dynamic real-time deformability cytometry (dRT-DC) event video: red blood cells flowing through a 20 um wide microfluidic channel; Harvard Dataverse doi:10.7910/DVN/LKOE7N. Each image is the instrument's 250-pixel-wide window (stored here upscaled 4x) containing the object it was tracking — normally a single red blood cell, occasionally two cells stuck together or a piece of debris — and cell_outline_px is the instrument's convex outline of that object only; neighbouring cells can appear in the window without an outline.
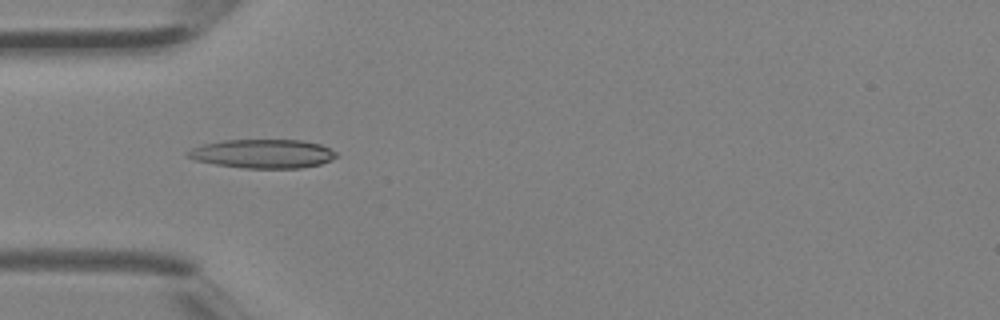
{"species": "Egyptian fruit bat (a non-hibernating species)", "species_latin": "Rousettus aegyptiacus", "temperature_condition": "room temperature", "stored_images_in_passage": 5, "camera_frame_rate_fps": 3000, "um_per_image_px": 0.085, "animal": {"sex": "female"}, "frame": {"image": 1, "passage_image": 4, "time_ms": 1.0, "image_size_px": [1000, 320], "cell_outline_px": [[340, 156], [332, 160], [320, 164], [300, 168], [240, 168], [216, 164], [196, 160], [184, 156], [184, 152], [192, 148], [204, 144], [220, 140], [304, 140], [320, 144], [336, 152]], "centroid_in_image_um": [22.33, 13.06], "position_along_channel_um": 62.7, "area_um2": 25.2}}
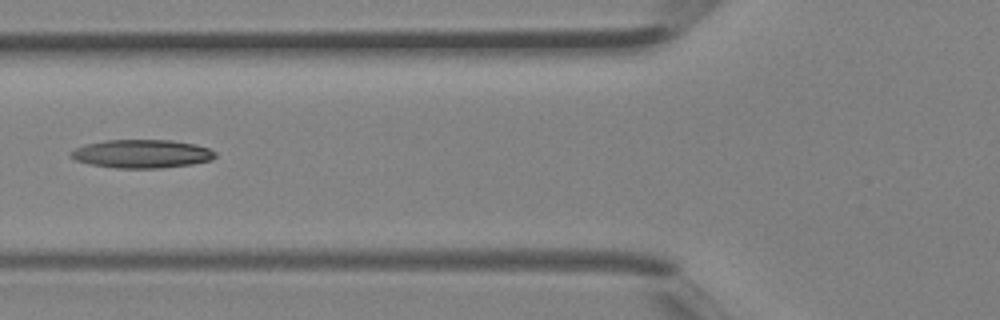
{"frame": {"image": 2, "passage_image": 5, "time_ms": 1.333, "image_size_px": [1000, 320], "cell_outline_px": [[216, 156], [212, 160], [192, 164], [160, 168], [116, 168], [92, 164], [76, 160], [68, 152], [84, 144], [104, 140], [172, 140], [192, 144], [208, 148], [216, 152]], "centroid_in_image_um": [12.05, 13.07], "position_along_channel_um": 113.7, "area_um2": 23.81}}